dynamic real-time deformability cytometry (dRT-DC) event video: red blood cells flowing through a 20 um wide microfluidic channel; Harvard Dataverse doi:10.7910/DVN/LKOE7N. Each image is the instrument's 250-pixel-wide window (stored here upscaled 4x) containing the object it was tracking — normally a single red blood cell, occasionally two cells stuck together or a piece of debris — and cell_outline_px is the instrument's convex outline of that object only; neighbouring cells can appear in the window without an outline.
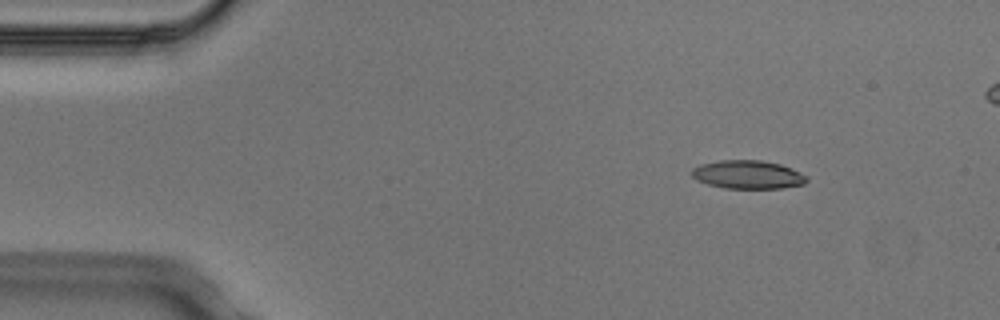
{"species": "Egyptian fruit bat (a non-hibernating species)", "species_latin": "Rousettus aegyptiacus", "temperature_condition": "cold", "stored_images_in_passage": 5, "segment_of_instrument_passage": [1, 2], "camera_frame_rate_fps": 3000, "um_per_image_px": 0.085, "animal": {"sex": "male"}, "frame": {"image": 1, "passage_image": 2, "time_ms": 0.333, "image_size_px": [1000, 320], "cell_outline_px": [[808, 180], [804, 184], [780, 188], [724, 188], [708, 184], [696, 180], [692, 176], [692, 168], [700, 164], [720, 160], [760, 160], [780, 164], [792, 168], [808, 176]], "centroid_in_image_um": [63.57, 14.83], "position_along_channel_um": 21.4, "area_um2": 19.07}}